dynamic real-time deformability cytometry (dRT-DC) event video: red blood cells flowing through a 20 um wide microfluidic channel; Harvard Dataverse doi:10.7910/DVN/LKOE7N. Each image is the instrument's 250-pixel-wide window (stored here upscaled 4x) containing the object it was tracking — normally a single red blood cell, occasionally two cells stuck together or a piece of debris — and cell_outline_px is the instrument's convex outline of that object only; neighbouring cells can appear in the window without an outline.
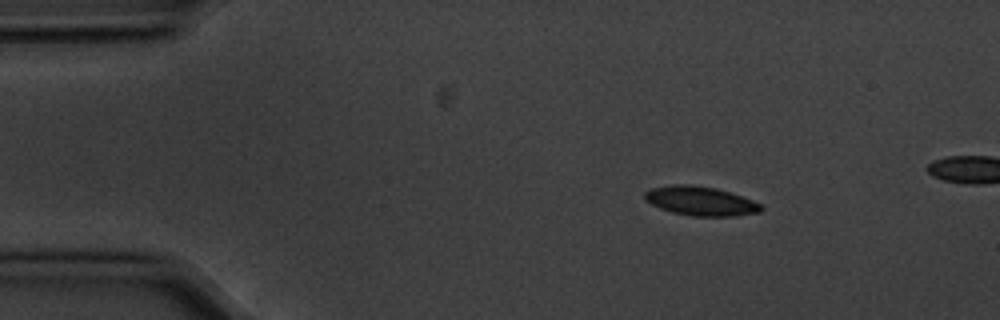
{"species": "common noctule bat (a hibernating species)", "species_latin": "Nyctalus noctula", "temperature_condition": "cold", "stored_images_in_passage": 4, "camera_frame_rate_fps": 3000, "um_per_image_px": 0.085, "animal": {"sex": "male", "body_mass_g": 20.1, "forearm_length_mm": 53.5}, "frame": {"image": 1, "passage_image": 1, "time_ms": 0.0, "image_size_px": [1000, 320], "cell_outline_px": [[764, 208], [760, 212], [736, 216], [692, 216], [672, 212], [660, 208], [644, 200], [644, 192], [652, 188], [672, 184], [692, 184], [716, 188], [752, 200], [760, 204]], "centroid_in_image_um": [59.53, 17.08], "position_along_channel_um": 25.5, "area_um2": 19.77}}